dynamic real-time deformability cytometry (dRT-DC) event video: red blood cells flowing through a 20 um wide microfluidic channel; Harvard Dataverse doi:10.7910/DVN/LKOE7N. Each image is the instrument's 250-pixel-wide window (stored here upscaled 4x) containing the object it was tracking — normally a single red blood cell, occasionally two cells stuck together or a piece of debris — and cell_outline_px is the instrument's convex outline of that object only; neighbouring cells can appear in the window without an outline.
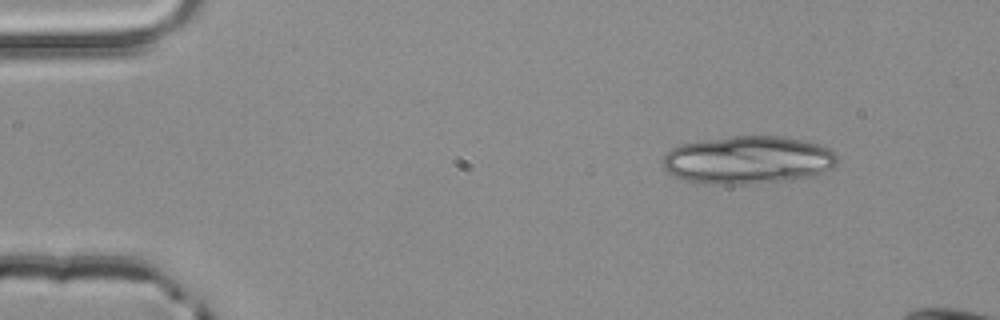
{"species": "common noctule bat (a hibernating species)", "species_latin": "Nyctalus noctula", "temperature_condition": "room temperature", "stored_images_in_passage": 3, "camera_frame_rate_fps": 3000, "um_per_image_px": 0.085, "animal": {"sex": "male", "body_mass_g": 20.4}, "frame": {"image": 1, "passage_image": 1, "time_ms": 0.0, "image_size_px": [1000, 320], "cell_outline_px": [[836, 164], [832, 168], [824, 172], [812, 176], [792, 180], [748, 184], [708, 184], [680, 180], [668, 172], [664, 168], [664, 156], [672, 148], [680, 144], [732, 136], [780, 136], [804, 140], [828, 148], [836, 156]], "centroid_in_image_um": [63.57, 13.61], "position_along_channel_um": 21.4, "area_um2": 48.78}}